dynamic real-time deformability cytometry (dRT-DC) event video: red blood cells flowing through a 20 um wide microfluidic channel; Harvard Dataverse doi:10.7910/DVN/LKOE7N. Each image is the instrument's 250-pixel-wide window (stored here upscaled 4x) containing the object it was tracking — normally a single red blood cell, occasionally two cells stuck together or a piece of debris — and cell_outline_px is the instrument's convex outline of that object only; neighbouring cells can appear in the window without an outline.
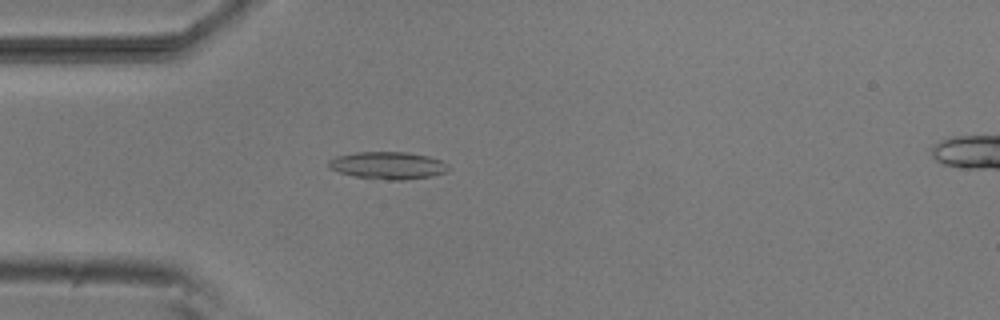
{"species": "common noctule bat (a hibernating species)", "species_latin": "Nyctalus noctula", "temperature_condition": "room temperature", "stored_images_in_passage": 51, "camera_frame_rate_fps": 3000, "um_per_image_px": 0.085, "animal": {"sex": "male", "body_mass_g": 20.5, "forearm_length_mm": 52.5}, "frame": {"image": 1, "passage_image": 13, "time_ms": 4.0, "image_size_px": [1000, 320], "cell_outline_px": [[452, 168], [448, 172], [432, 176], [404, 180], [388, 180], [356, 176], [340, 172], [328, 168], [328, 160], [336, 156], [356, 152], [408, 152], [428, 156], [440, 160], [448, 164]], "centroid_in_image_um": [33.02, 14.06], "position_along_channel_um": 52.0, "area_um2": 19.25}}
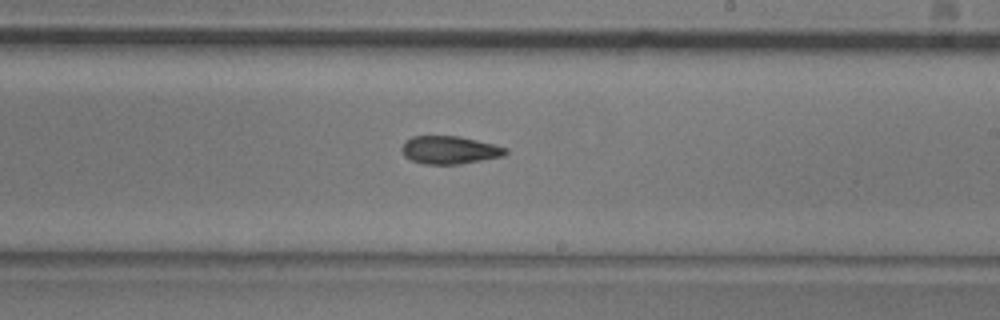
{"frame": {"image": 2, "passage_image": 29, "time_ms": 9.333, "image_size_px": [1000, 320], "cell_outline_px": [[508, 152], [504, 156], [460, 164], [424, 164], [412, 160], [404, 156], [400, 148], [404, 140], [412, 136], [460, 136], [508, 148]], "centroid_in_image_um": [38.19, 12.74], "position_along_channel_um": 250.8, "area_um2": 16.99}}
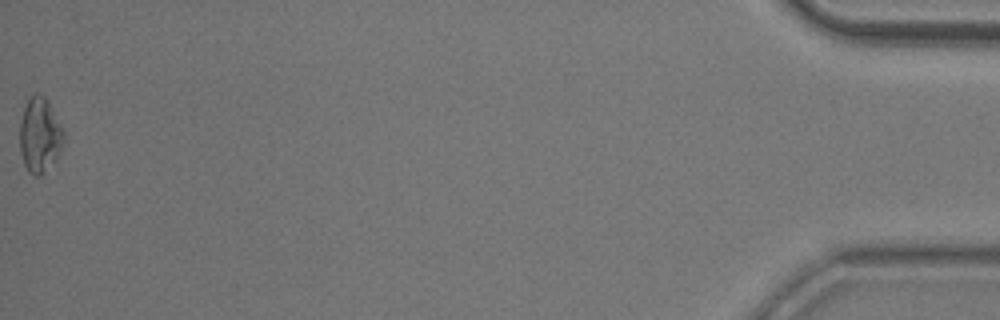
{"frame": {"image": 3, "passage_image": 51, "time_ms": 16.667, "image_size_px": [1000, 320], "cell_outline_px": [[64, 140], [56, 160], [40, 176], [32, 176], [28, 172], [24, 164], [20, 152], [20, 124], [24, 108], [28, 100], [36, 92], [44, 96], [48, 100], [64, 132]], "centroid_in_image_um": [3.38, 11.51], "position_along_channel_um": 431.8, "area_um2": 19.13}, "authors_computed_cell_mechanics": {"area_um2": 17.2822, "velocity_mm_per_s": 3.8486, "shape_relaxation_time_tau1_ms": 6.0054, "shape_relaxation_time_tau2_ms": 5.7578, "deformation_change_tau1": 0.1335, "deformation_change_tau2": 0.1419}}